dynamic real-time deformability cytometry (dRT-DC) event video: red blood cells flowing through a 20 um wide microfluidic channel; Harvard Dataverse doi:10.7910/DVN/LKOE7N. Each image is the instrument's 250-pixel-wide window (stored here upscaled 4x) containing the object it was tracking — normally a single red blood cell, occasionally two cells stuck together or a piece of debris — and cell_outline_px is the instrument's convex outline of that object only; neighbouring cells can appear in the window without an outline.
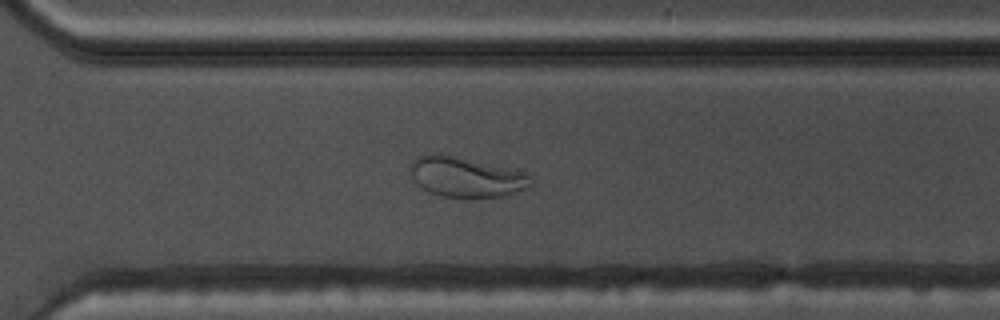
{"species": "common noctule bat (a hibernating species)", "species_latin": "Nyctalus noctula", "temperature_condition": "warm", "stored_images_in_passage": 41, "camera_frame_rate_fps": 3000, "um_per_image_px": 0.085, "animal": {"sex": "male", "body_mass_g": 17.5, "forearm_length_mm": 52.3}, "frame": {"image": 1, "passage_image": 35, "time_ms": 11.333, "image_size_px": [1000, 320], "cell_outline_px": [[532, 184], [508, 196], [440, 196], [428, 192], [420, 188], [416, 184], [408, 168], [412, 160], [420, 156], [432, 152], [440, 152], [524, 172], [528, 176]], "centroid_in_image_um": [39.51, 15.02], "position_along_channel_um": 331.1, "area_um2": 28.03}}